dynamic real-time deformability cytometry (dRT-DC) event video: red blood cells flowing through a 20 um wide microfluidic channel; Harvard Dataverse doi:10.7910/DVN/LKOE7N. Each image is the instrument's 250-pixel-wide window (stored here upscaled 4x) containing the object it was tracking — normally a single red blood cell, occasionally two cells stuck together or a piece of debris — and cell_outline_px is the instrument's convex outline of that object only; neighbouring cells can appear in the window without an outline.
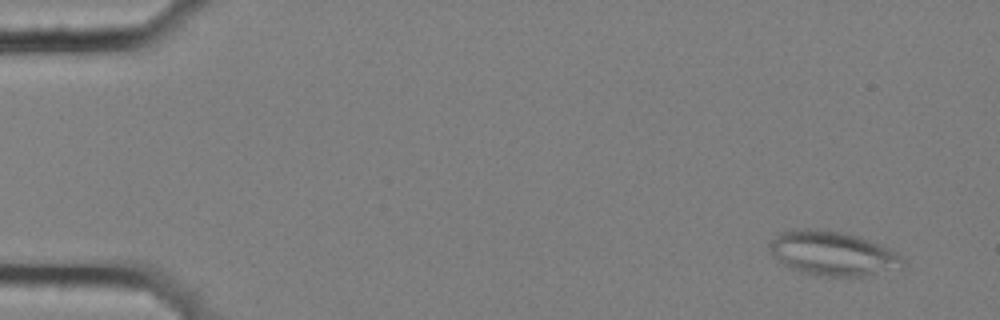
{"species": "common noctule bat (a hibernating species)", "species_latin": "Nyctalus noctula", "temperature_condition": "cold", "stored_images_in_passage": 3, "camera_frame_rate_fps": 3000, "um_per_image_px": 0.085, "animal": {"sex": "female", "body_mass_g": 25.1}, "frame": {"image": 1, "passage_image": 1, "time_ms": 0.0, "image_size_px": [1000, 320], "cell_outline_px": [[904, 268], [864, 276], [812, 276], [800, 272], [784, 264], [768, 248], [768, 244], [780, 232], [796, 228], [816, 228], [844, 232], [880, 244], [896, 252], [900, 256], [904, 264]], "centroid_in_image_um": [70.78, 21.54], "position_along_channel_um": 14.2, "area_um2": 34.51}}